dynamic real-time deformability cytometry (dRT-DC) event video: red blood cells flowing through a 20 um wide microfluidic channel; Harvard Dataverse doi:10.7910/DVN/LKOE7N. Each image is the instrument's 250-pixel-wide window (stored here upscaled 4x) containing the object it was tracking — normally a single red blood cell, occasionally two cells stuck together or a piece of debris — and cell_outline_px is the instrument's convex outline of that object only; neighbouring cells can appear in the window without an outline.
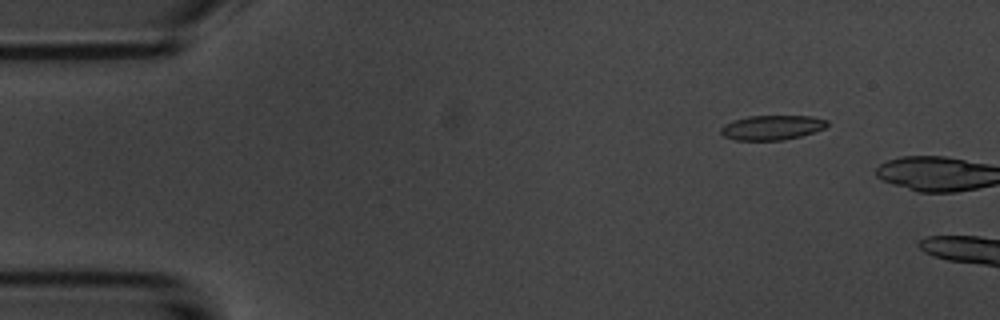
{"species": "common noctule bat (a hibernating species)", "species_latin": "Nyctalus noctula", "temperature_condition": "room temperature", "stored_images_in_passage": 3, "camera_frame_rate_fps": 3000, "um_per_image_px": 0.085, "animal": {"sex": "male", "body_mass_g": 20.1, "forearm_length_mm": 53.5}, "frame": {"image": 1, "passage_image": 2, "time_ms": 1.333, "image_size_px": [1000, 320], "cell_outline_px": [[828, 124], [824, 128], [800, 136], [784, 140], [736, 140], [724, 136], [720, 132], [720, 128], [724, 124], [732, 120], [748, 116], [812, 116], [828, 120]], "centroid_in_image_um": [65.59, 10.83], "position_along_channel_um": 19.4, "area_um2": 15.26}}